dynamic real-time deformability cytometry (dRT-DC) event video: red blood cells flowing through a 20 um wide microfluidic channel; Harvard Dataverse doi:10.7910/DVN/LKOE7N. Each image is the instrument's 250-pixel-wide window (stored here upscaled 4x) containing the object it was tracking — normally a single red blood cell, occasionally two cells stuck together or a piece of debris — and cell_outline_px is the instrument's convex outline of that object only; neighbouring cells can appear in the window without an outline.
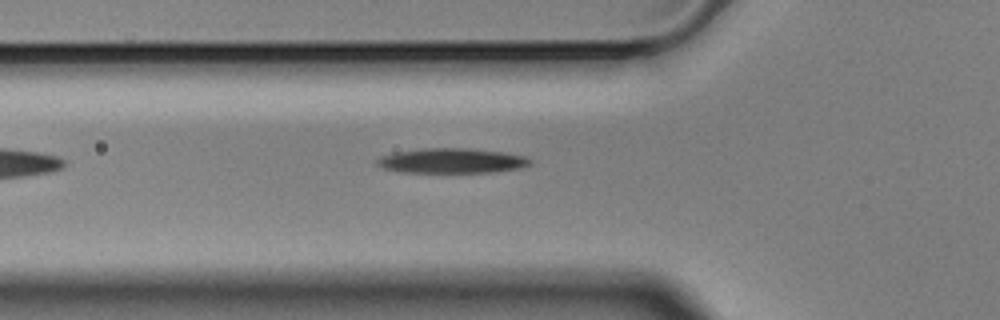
{"species": "Egyptian fruit bat (a non-hibernating species)", "species_latin": "Rousettus aegyptiacus", "temperature_condition": "cold", "stored_images_in_passage": 6, "camera_frame_rate_fps": 3000, "um_per_image_px": 0.085, "animal": {"sex": "male"}, "frame": {"image": 1, "passage_image": 6, "time_ms": 1.667, "image_size_px": [1000, 320], "cell_outline_px": [[532, 164], [520, 168], [488, 172], [400, 172], [384, 168], [376, 164], [376, 160], [380, 156], [396, 152], [420, 148], [468, 148], [504, 152], [528, 156], [532, 160]], "centroid_in_image_um": [38.42, 13.65], "position_along_channel_um": 87.4, "area_um2": 22.31}}